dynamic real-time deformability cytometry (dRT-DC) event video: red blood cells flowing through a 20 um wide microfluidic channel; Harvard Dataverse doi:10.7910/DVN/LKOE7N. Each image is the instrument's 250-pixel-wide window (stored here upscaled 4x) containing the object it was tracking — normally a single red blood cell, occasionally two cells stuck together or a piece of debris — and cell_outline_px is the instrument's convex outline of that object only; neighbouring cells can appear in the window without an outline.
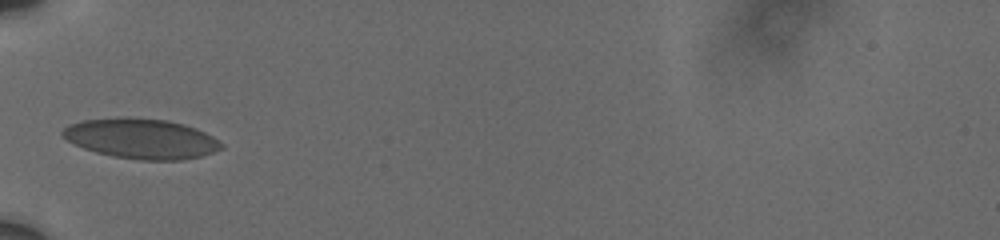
{"species": "human", "species_latin": "Homo sapiens", "temperature_condition": "cold", "stored_images_in_passage": 4, "camera_frame_rate_fps": 3000, "um_per_image_px": 0.085, "donor": {"sex": "male"}, "frame": {"image": 1, "passage_image": 4, "time_ms": 4.0, "image_size_px": [1000, 240], "cell_outline_px": [[224, 148], [200, 156], [180, 160], [140, 160], [112, 156], [96, 152], [72, 144], [60, 136], [60, 132], [68, 124], [84, 120], [120, 116], [124, 116], [168, 120], [184, 124], [196, 128], [212, 136], [224, 144]], "centroid_in_image_um": [11.96, 11.77], "position_along_channel_um": 73.0, "area_um2": 37.51}}